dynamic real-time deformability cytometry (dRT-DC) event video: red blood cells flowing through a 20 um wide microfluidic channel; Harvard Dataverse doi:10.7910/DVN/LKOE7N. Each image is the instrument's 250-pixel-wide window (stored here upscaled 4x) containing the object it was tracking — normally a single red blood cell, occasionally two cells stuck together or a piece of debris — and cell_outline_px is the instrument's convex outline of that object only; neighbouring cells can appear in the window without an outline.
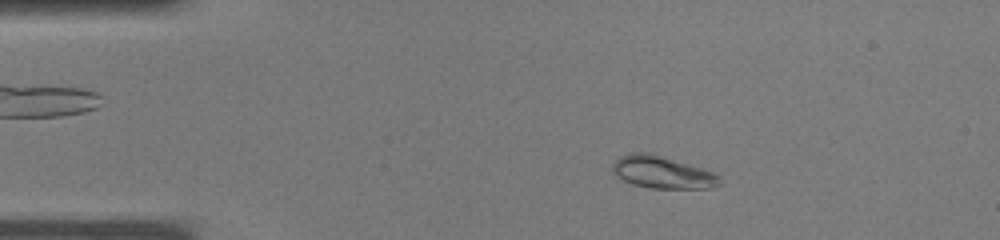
{"species": "common noctule bat (a hibernating species)", "species_latin": "Nyctalus noctula", "temperature_condition": "warm", "stored_images_in_passage": 37, "camera_frame_rate_fps": 3000, "um_per_image_px": 0.085, "animal": {"sex": "male", "body_mass_g": 19.0, "forearm_length_mm": 50.8}, "frame": {"image": 1, "passage_image": 6, "time_ms": 1.667, "image_size_px": [1000, 240], "cell_outline_px": [[720, 184], [708, 188], [652, 188], [632, 184], [616, 176], [612, 172], [612, 164], [620, 156], [632, 152], [652, 152], [712, 172], [720, 176]], "centroid_in_image_um": [56.25, 14.63], "position_along_channel_um": 28.8, "area_um2": 20.06}}
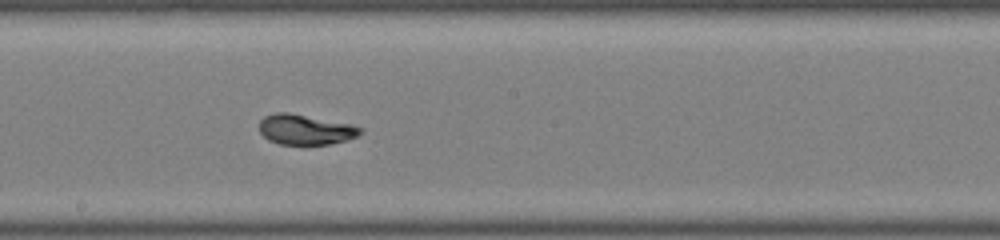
{"frame": {"image": 2, "passage_image": 20, "time_ms": 6.333, "image_size_px": [1000, 240], "cell_outline_px": [[364, 132], [348, 140], [328, 144], [280, 144], [268, 140], [260, 132], [260, 120], [264, 116], [276, 112], [288, 112], [352, 124], [364, 128]], "centroid_in_image_um": [25.98, 11.0], "position_along_channel_um": 222.2, "area_um2": 17.86}}
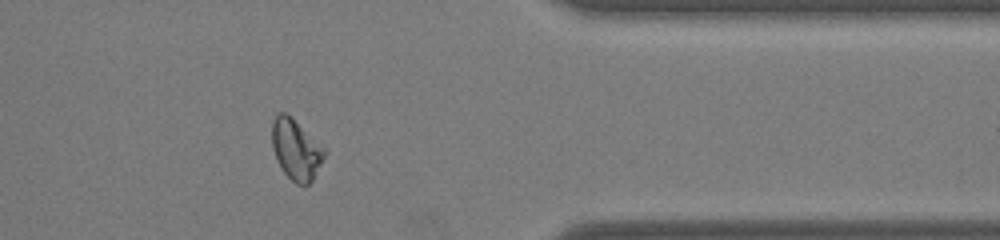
{"frame": {"image": 3, "passage_image": 30, "time_ms": 9.667, "image_size_px": [1000, 240], "cell_outline_px": [[328, 152], [312, 180], [308, 184], [296, 184], [284, 172], [276, 160], [272, 148], [272, 120], [280, 112], [284, 112], [292, 116]], "centroid_in_image_um": [25.16, 12.69], "position_along_channel_um": 386.2, "area_um2": 18.5}}